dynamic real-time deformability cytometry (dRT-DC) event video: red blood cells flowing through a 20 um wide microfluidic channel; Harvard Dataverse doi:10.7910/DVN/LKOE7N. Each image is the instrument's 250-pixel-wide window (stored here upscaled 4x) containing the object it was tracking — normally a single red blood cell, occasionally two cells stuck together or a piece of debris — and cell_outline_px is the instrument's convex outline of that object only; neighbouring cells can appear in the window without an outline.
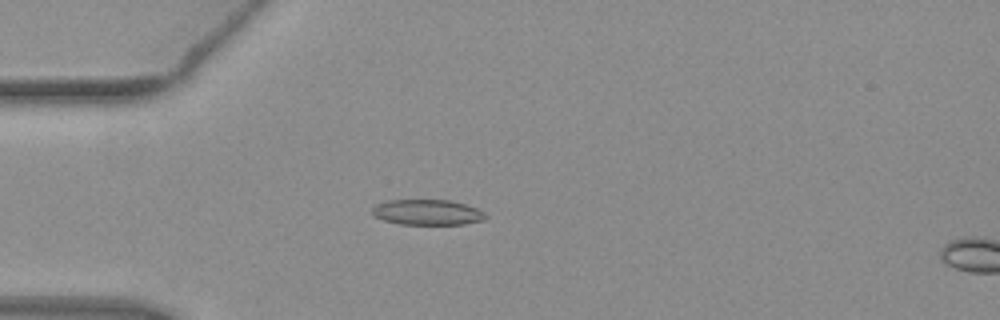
{"species": "common noctule bat (a hibernating species)", "species_latin": "Nyctalus noctula", "temperature_condition": "warm", "stored_images_in_passage": 30, "camera_frame_rate_fps": 3000, "um_per_image_px": 0.085, "animal": {"sex": "female", "body_mass_g": 19.3, "forearm_length_mm": 54.1}, "frame": {"image": 1, "passage_image": 14, "time_ms": 4.333, "image_size_px": [1000, 320], "cell_outline_px": [[488, 216], [484, 220], [464, 224], [400, 224], [384, 220], [376, 216], [372, 212], [372, 208], [376, 204], [384, 200], [448, 200], [464, 204], [476, 208], [484, 212]], "centroid_in_image_um": [36.33, 18.04], "position_along_channel_um": 48.7, "area_um2": 16.76}}